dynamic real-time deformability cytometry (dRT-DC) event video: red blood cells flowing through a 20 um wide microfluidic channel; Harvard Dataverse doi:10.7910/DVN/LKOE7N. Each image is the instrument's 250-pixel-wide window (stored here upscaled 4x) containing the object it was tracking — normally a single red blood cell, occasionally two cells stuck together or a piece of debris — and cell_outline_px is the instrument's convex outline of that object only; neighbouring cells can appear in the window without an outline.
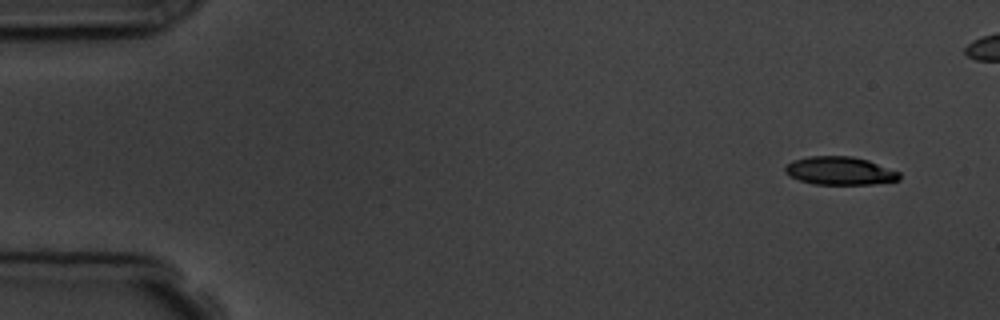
{"species": "common noctule bat (a hibernating species)", "species_latin": "Nyctalus noctula", "temperature_condition": "room temperature", "stored_images_in_passage": 4, "camera_frame_rate_fps": 3000, "um_per_image_px": 0.085, "animal": {"sex": "male", "body_mass_g": 19.5, "forearm_length_mm": 54.6}, "frame": {"image": 1, "passage_image": 1, "time_ms": 0.0, "image_size_px": [1000, 320], "cell_outline_px": [[900, 180], [872, 184], [812, 184], [788, 176], [784, 172], [784, 168], [792, 160], [808, 156], [852, 156], [868, 160], [900, 172]], "centroid_in_image_um": [71.37, 14.51], "position_along_channel_um": 13.6, "area_um2": 18.84}}